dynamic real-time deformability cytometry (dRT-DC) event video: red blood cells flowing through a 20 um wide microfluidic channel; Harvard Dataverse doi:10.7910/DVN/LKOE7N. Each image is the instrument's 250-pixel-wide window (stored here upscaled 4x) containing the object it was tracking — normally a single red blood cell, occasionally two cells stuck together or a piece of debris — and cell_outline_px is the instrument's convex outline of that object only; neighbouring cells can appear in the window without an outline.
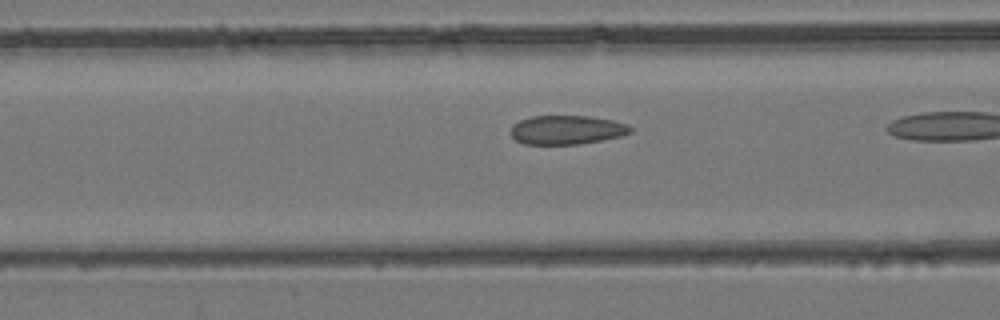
{"species": "common noctule bat (a hibernating species)", "species_latin": "Nyctalus noctula", "temperature_condition": "room temperature", "stored_images_in_passage": 7, "camera_frame_rate_fps": 3000, "um_per_image_px": 0.085, "animal": {"sex": "female", "body_mass_g": 24.6, "forearm_length_mm": 56.2}, "frame": {"image": 1, "passage_image": 5, "time_ms": 1.333, "image_size_px": [1000, 320], "cell_outline_px": [[632, 132], [620, 136], [580, 144], [524, 144], [516, 140], [508, 132], [512, 124], [520, 120], [532, 116], [592, 116], [612, 120], [628, 124], [632, 128]], "centroid_in_image_um": [48.14, 11.03], "position_along_channel_um": 118.5, "area_um2": 20.35}}